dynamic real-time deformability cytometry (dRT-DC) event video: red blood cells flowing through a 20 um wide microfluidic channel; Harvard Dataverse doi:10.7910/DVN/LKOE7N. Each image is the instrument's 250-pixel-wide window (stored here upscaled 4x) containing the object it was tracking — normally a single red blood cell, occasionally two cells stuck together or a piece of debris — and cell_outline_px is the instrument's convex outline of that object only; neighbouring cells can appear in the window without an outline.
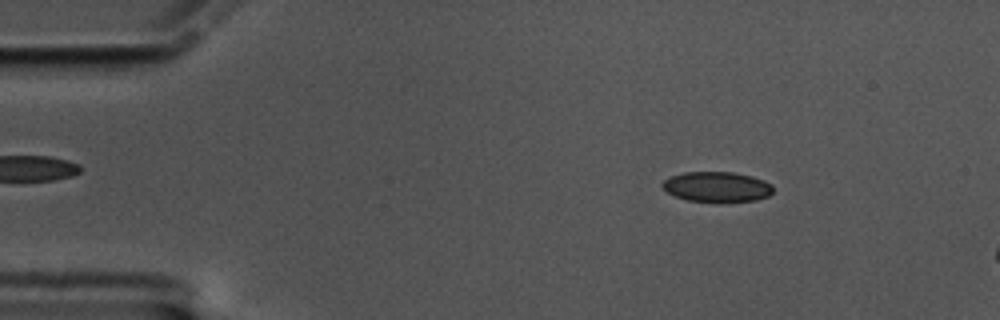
{"species": "common noctule bat (a hibernating species)", "species_latin": "Nyctalus noctula", "temperature_condition": "cold", "stored_images_in_passage": 16, "camera_frame_rate_fps": 3000, "um_per_image_px": 0.085, "animal": {"sex": "male", "body_mass_g": 17.5, "forearm_length_mm": 52.3}, "frame": {"image": 1, "passage_image": 8, "time_ms": 2.333, "image_size_px": [1000, 320], "cell_outline_px": [[772, 192], [768, 196], [756, 200], [720, 204], [688, 200], [676, 196], [668, 192], [660, 184], [664, 180], [672, 176], [684, 172], [732, 172], [752, 176], [764, 180], [772, 184]], "centroid_in_image_um": [60.96, 15.91], "position_along_channel_um": 24.0, "area_um2": 19.88}}